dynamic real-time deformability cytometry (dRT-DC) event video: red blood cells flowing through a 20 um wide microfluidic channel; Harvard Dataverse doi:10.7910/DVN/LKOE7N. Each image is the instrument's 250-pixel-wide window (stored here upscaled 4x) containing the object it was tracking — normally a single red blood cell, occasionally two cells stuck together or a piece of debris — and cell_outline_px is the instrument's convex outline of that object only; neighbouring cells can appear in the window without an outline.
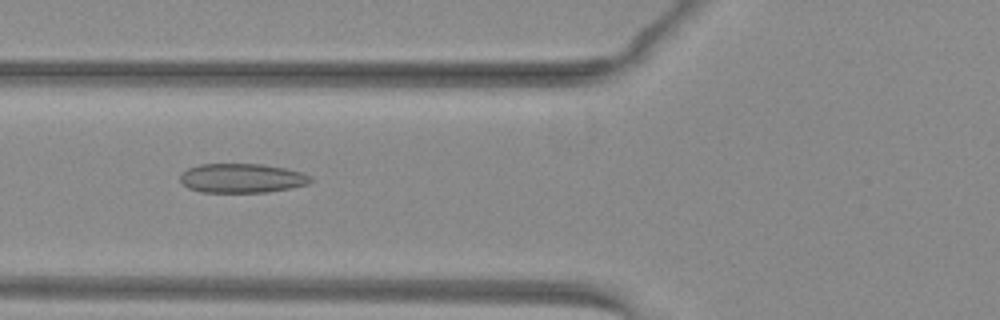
{"species": "common noctule bat (a hibernating species)", "species_latin": "Nyctalus noctula", "temperature_condition": "warm", "stored_images_in_passage": 36, "camera_frame_rate_fps": 3000, "um_per_image_px": 0.085, "animal": {"sex": "female", "body_mass_g": 29.2, "forearm_length_mm": 56.3}, "frame": {"image": 1, "passage_image": 5, "time_ms": 1.333, "image_size_px": [1000, 320], "cell_outline_px": [[312, 180], [308, 184], [292, 188], [268, 192], [200, 192], [188, 188], [180, 180], [180, 172], [188, 168], [200, 164], [264, 164], [284, 168], [300, 172], [312, 176]], "centroid_in_image_um": [20.55, 15.14], "position_along_channel_um": 105.2, "area_um2": 22.37}}
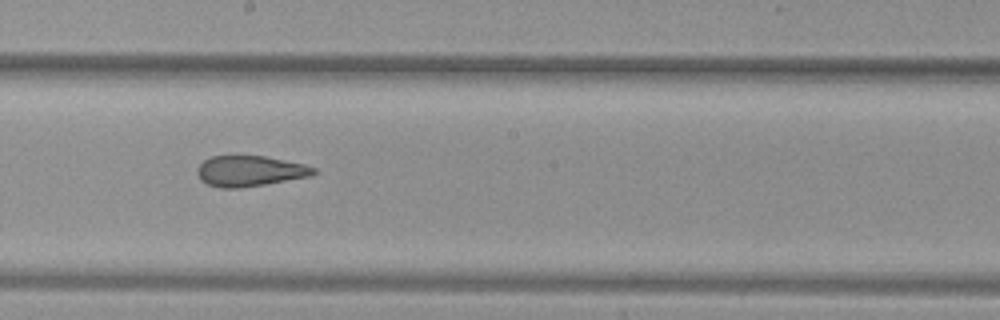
{"frame": {"image": 2, "passage_image": 14, "time_ms": 4.333, "image_size_px": [1000, 320], "cell_outline_px": [[316, 172], [312, 176], [240, 188], [220, 188], [208, 184], [200, 180], [196, 172], [196, 168], [204, 160], [212, 156], [264, 156], [304, 164], [316, 168]], "centroid_in_image_um": [21.22, 14.54], "position_along_channel_um": 227.0, "area_um2": 20.75}}
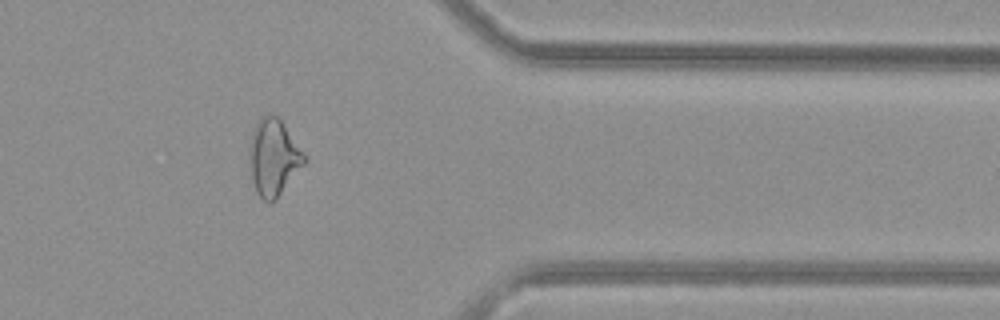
{"frame": {"image": 3, "passage_image": 27, "time_ms": 8.667, "image_size_px": [1000, 320], "cell_outline_px": [[308, 160], [276, 200], [268, 204], [256, 192], [252, 180], [248, 148], [252, 132], [260, 116], [276, 116], [284, 124]], "centroid_in_image_um": [23.24, 13.42], "position_along_channel_um": 388.2, "area_um2": 24.39}, "authors_computed_cell_mechanics": {"area_um2": 22.0796, "velocity_mm_per_s": 4.0511, "shape_relaxation_time_tau1_ms": null, "shape_relaxation_time_tau2_ms": 2.237, "deformation_change_tau1": null, "deformation_change_tau2": 0.1117}}